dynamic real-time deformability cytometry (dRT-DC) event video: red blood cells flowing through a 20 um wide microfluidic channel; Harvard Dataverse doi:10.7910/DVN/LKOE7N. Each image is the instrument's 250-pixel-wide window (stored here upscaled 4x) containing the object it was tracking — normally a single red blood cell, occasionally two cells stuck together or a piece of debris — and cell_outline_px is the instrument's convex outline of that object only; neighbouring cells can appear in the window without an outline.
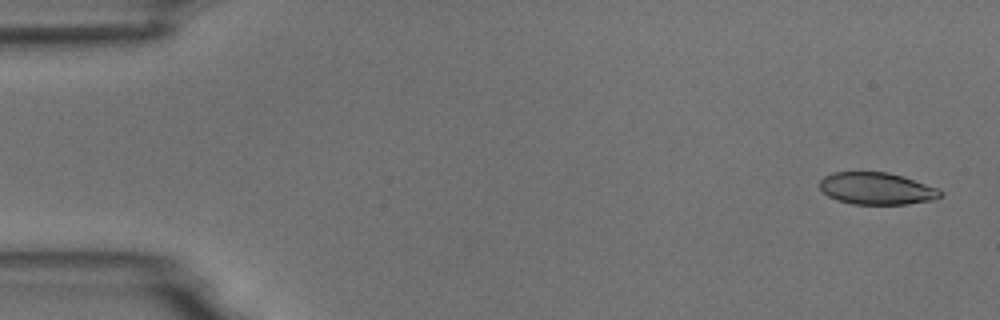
{"species": "common noctule bat (a hibernating species)", "species_latin": "Nyctalus noctula", "temperature_condition": "room temperature", "stored_images_in_passage": 4, "camera_frame_rate_fps": 3000, "um_per_image_px": 0.085, "animal": {"sex": "male", "body_mass_g": 18.8}, "frame": {"image": 1, "passage_image": 1, "time_ms": 0.0, "image_size_px": [1000, 320], "cell_outline_px": [[944, 192], [940, 196], [932, 200], [908, 204], [852, 204], [836, 200], [828, 196], [820, 188], [820, 180], [824, 176], [832, 172], [888, 172], [904, 176], [940, 188]], "centroid_in_image_um": [74.54, 16.02], "position_along_channel_um": 10.5, "area_um2": 22.77}}
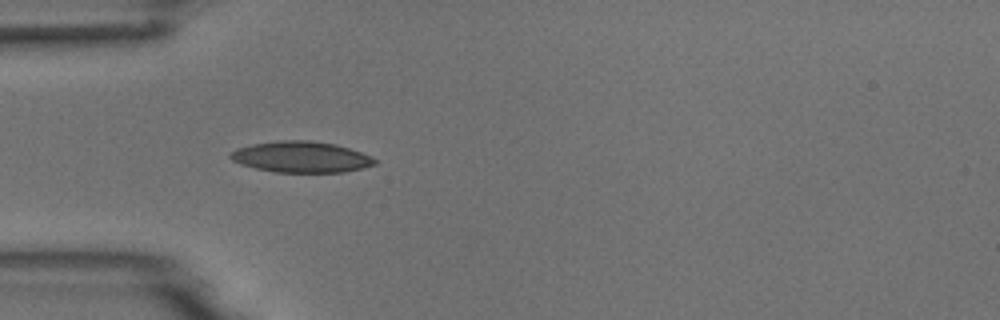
{"frame": {"image": 2, "passage_image": 4, "time_ms": 4.667, "image_size_px": [1000, 320], "cell_outline_px": [[376, 164], [364, 168], [344, 172], [276, 172], [256, 168], [240, 164], [232, 160], [228, 156], [228, 152], [236, 148], [252, 144], [276, 140], [308, 140], [336, 144], [372, 156], [376, 160]], "centroid_in_image_um": [25.57, 13.33], "position_along_channel_um": 59.4, "area_um2": 26.3}}